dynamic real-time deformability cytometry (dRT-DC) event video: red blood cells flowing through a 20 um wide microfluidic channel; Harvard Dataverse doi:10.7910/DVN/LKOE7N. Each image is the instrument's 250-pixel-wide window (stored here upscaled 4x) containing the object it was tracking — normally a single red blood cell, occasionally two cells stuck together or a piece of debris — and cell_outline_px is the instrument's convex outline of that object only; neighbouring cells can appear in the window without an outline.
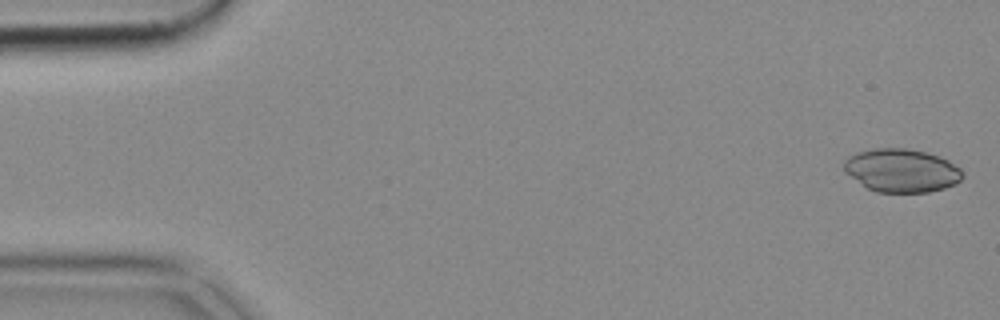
{"species": "common noctule bat (a hibernating species)", "species_latin": "Nyctalus noctula", "temperature_condition": "cold", "stored_images_in_passage": 26, "camera_frame_rate_fps": 3000, "um_per_image_px": 0.085, "animal": {"sex": "female", "body_mass_g": 18.4}, "frame": {"image": 1, "passage_image": 1, "time_ms": 0.0, "image_size_px": [1000, 320], "cell_outline_px": [[964, 176], [960, 180], [944, 188], [928, 192], [876, 192], [868, 188], [844, 172], [844, 160], [848, 156], [856, 152], [872, 148], [904, 148], [924, 152], [940, 156], [948, 160], [960, 168], [964, 172]], "centroid_in_image_um": [76.62, 14.48], "position_along_channel_um": 8.4, "area_um2": 29.94}}
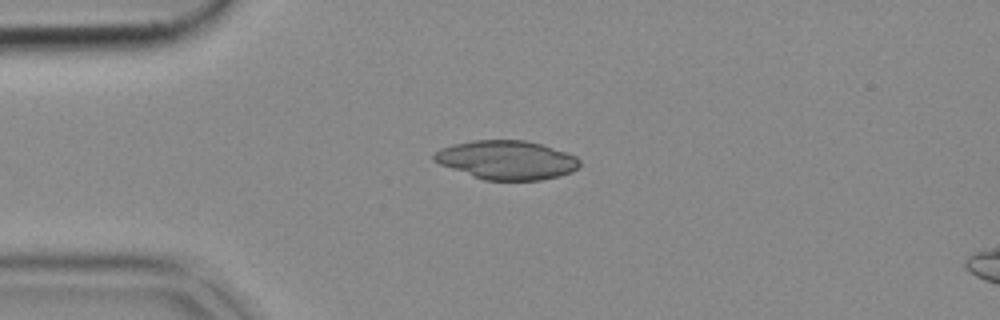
{"frame": {"image": 2, "passage_image": 12, "time_ms": 3.667, "image_size_px": [1000, 320], "cell_outline_px": [[580, 164], [576, 168], [568, 172], [556, 176], [540, 180], [484, 180], [472, 176], [440, 164], [432, 160], [432, 156], [440, 148], [452, 144], [472, 140], [524, 140], [544, 144], [576, 156], [580, 160]], "centroid_in_image_um": [43.03, 13.58], "position_along_channel_um": 42.0, "area_um2": 32.89}}
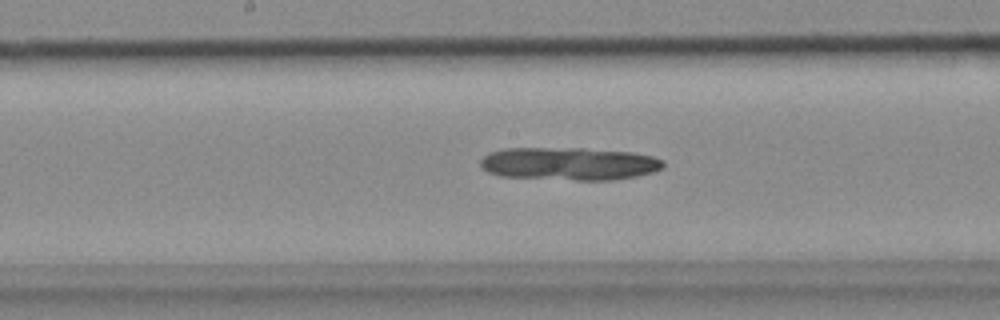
{"frame": {"image": 3, "passage_image": 26, "time_ms": 8.333, "image_size_px": [1000, 320], "cell_outline_px": [[664, 164], [660, 168], [652, 172], [636, 176], [612, 180], [576, 180], [500, 176], [488, 172], [480, 164], [480, 160], [488, 152], [504, 148], [584, 148], [632, 152], [652, 156], [664, 160]], "centroid_in_image_um": [48.35, 13.91], "position_along_channel_um": 199.8, "area_um2": 35.08}}